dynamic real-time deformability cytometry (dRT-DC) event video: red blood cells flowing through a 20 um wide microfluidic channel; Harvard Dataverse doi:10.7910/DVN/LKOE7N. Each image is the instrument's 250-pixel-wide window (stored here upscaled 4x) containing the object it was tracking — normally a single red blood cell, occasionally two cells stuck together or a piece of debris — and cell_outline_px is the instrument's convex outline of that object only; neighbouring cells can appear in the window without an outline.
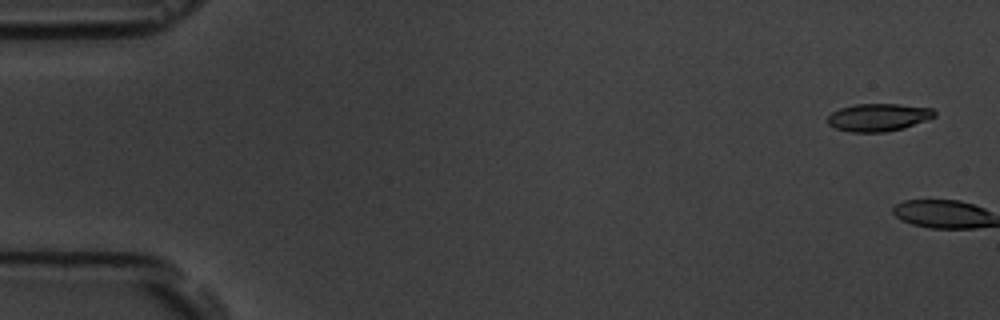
{"species": "common noctule bat (a hibernating species)", "species_latin": "Nyctalus noctula", "temperature_condition": "room temperature", "stored_images_in_passage": 6, "camera_frame_rate_fps": 3000, "um_per_image_px": 0.085, "animal": {"sex": "male", "body_mass_g": 19.5, "forearm_length_mm": 54.6}, "frame": {"image": 1, "passage_image": 1, "time_ms": 0.0, "image_size_px": [1000, 320], "cell_outline_px": [[936, 116], [904, 128], [884, 132], [852, 132], [836, 128], [828, 124], [828, 116], [832, 112], [840, 108], [856, 104], [900, 104], [932, 108], [936, 112]], "centroid_in_image_um": [74.67, 9.97], "position_along_channel_um": 10.3, "area_um2": 17.17}}
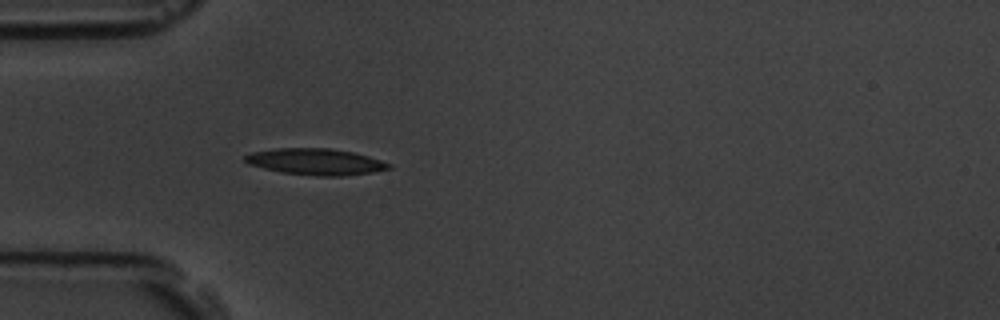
{"frame": {"image": 2, "passage_image": 6, "time_ms": 6.0, "image_size_px": [1000, 320], "cell_outline_px": [[392, 168], [372, 172], [340, 176], [316, 176], [280, 172], [248, 164], [244, 160], [244, 156], [252, 152], [276, 148], [332, 148], [352, 152], [368, 156], [392, 164]], "centroid_in_image_um": [26.82, 13.74], "position_along_channel_um": 58.2, "area_um2": 22.08}}